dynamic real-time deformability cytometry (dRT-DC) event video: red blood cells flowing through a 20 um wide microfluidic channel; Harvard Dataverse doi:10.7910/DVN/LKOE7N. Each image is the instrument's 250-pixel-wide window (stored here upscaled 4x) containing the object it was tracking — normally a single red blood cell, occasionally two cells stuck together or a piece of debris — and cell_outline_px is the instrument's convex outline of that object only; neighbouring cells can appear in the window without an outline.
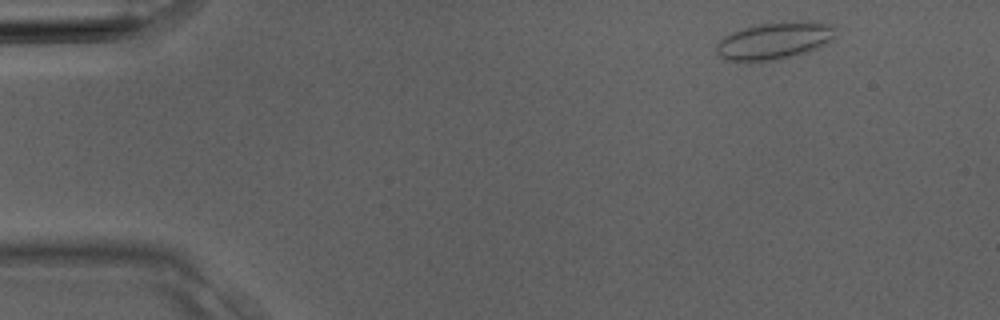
{"species": "Egyptian fruit bat (a non-hibernating species)", "species_latin": "Rousettus aegyptiacus", "temperature_condition": "room temperature", "stored_images_in_passage": 2, "camera_frame_rate_fps": 3000, "um_per_image_px": 0.085, "animal": {"sex": "male"}, "frame": {"image": 1, "passage_image": 1, "time_ms": 0.0, "image_size_px": [1000, 320], "cell_outline_px": [[836, 36], [828, 44], [820, 48], [808, 52], [776, 60], [724, 60], [716, 52], [716, 44], [724, 36], [732, 32], [744, 28], [760, 24], [836, 24]], "centroid_in_image_um": [65.83, 3.51], "position_along_channel_um": 19.2, "area_um2": 24.97}}